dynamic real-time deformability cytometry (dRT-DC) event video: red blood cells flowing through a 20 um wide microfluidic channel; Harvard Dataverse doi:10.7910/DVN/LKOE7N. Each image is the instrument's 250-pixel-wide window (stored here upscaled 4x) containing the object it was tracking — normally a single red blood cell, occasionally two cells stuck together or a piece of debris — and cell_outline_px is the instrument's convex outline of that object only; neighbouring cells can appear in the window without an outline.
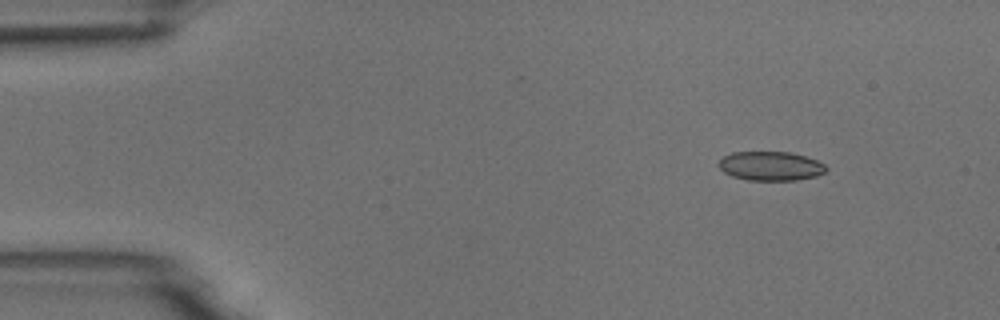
{"species": "common noctule bat (a hibernating species)", "species_latin": "Nyctalus noctula", "temperature_condition": "room temperature", "stored_images_in_passage": 8, "camera_frame_rate_fps": 3000, "um_per_image_px": 0.085, "animal": {"sex": "male", "body_mass_g": 18.8}, "frame": {"image": 1, "passage_image": 2, "time_ms": 1.333, "image_size_px": [1000, 320], "cell_outline_px": [[828, 168], [824, 172], [816, 176], [796, 180], [748, 180], [732, 176], [724, 172], [716, 164], [724, 156], [732, 152], [788, 152], [804, 156], [816, 160], [824, 164]], "centroid_in_image_um": [65.48, 14.11], "position_along_channel_um": 19.5, "area_um2": 18.15}}
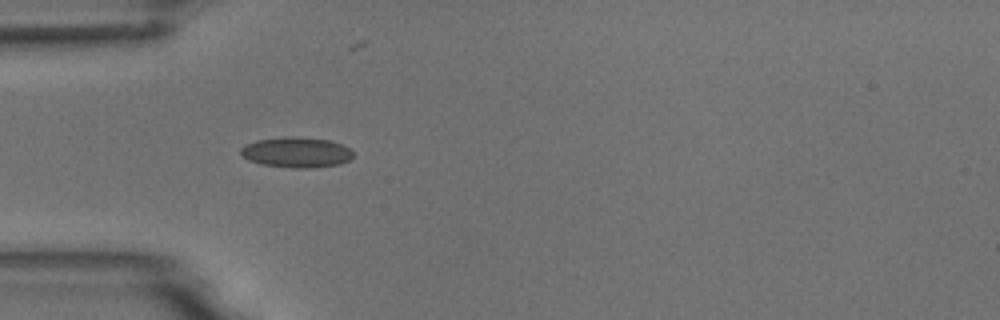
{"frame": {"image": 2, "passage_image": 5, "time_ms": 4.667, "image_size_px": [1000, 320], "cell_outline_px": [[352, 156], [348, 160], [340, 164], [308, 168], [292, 168], [260, 164], [248, 160], [240, 152], [240, 148], [256, 140], [288, 136], [328, 140], [344, 144], [352, 152]], "centroid_in_image_um": [25.19, 12.95], "position_along_channel_um": 59.8, "area_um2": 19.77}}